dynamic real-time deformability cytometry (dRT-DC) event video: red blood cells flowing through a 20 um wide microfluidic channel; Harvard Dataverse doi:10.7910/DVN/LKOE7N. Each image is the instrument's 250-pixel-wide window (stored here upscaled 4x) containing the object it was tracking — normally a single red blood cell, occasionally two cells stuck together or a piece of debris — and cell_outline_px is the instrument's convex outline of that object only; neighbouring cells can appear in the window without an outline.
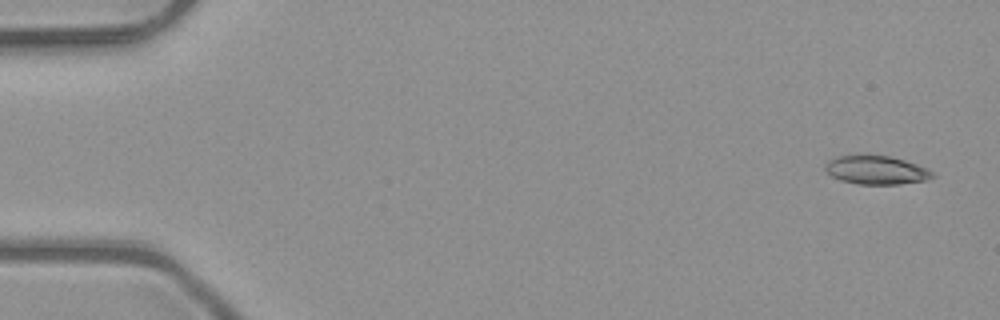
{"species": "common noctule bat (a hibernating species)", "species_latin": "Nyctalus noctula", "temperature_condition": "room temperature", "stored_images_in_passage": 6, "camera_frame_rate_fps": 3000, "um_per_image_px": 0.085, "animal": {"sex": "male", "body_mass_g": 23.1, "forearm_length_mm": 52.7}, "frame": {"image": 1, "passage_image": 1, "time_ms": 0.0, "image_size_px": [1000, 320], "cell_outline_px": [[936, 176], [928, 180], [900, 184], [856, 184], [840, 180], [832, 176], [824, 168], [824, 164], [828, 160], [840, 156], [888, 156], [904, 160], [928, 168]], "centroid_in_image_um": [74.5, 14.47], "position_along_channel_um": 10.5, "area_um2": 17.74}}
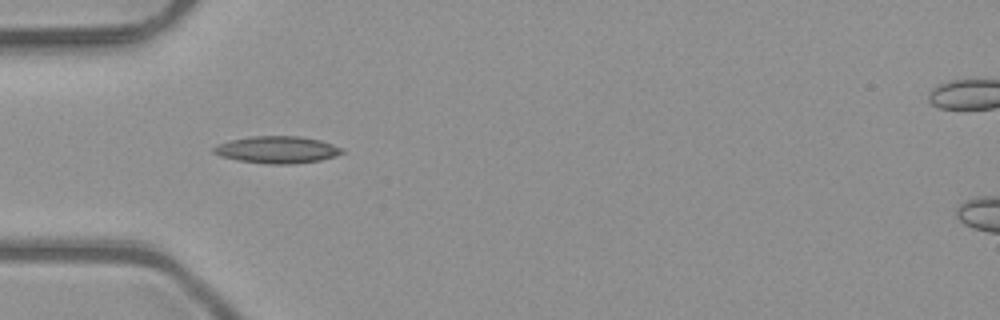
{"frame": {"image": 2, "passage_image": 5, "time_ms": 1.333, "image_size_px": [1000, 320], "cell_outline_px": [[344, 152], [336, 156], [320, 160], [292, 164], [264, 164], [240, 160], [220, 156], [212, 152], [212, 148], [216, 144], [228, 140], [252, 136], [300, 136], [320, 140], [344, 148]], "centroid_in_image_um": [23.54, 12.72], "position_along_channel_um": 61.5, "area_um2": 20.4}}
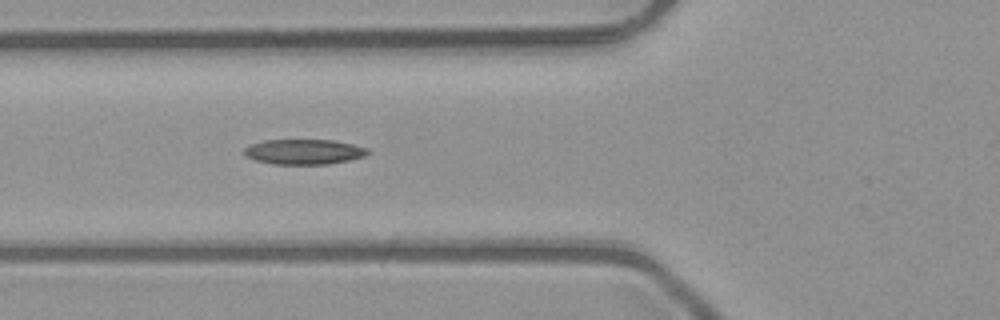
{"frame": {"image": 3, "passage_image": 6, "time_ms": 1.667, "image_size_px": [1000, 320], "cell_outline_px": [[372, 152], [364, 156], [348, 160], [328, 164], [272, 164], [256, 160], [248, 156], [244, 152], [244, 148], [252, 144], [264, 140], [332, 140], [352, 144], [368, 148]], "centroid_in_image_um": [25.87, 12.9], "position_along_channel_um": 99.9, "area_um2": 17.98}}